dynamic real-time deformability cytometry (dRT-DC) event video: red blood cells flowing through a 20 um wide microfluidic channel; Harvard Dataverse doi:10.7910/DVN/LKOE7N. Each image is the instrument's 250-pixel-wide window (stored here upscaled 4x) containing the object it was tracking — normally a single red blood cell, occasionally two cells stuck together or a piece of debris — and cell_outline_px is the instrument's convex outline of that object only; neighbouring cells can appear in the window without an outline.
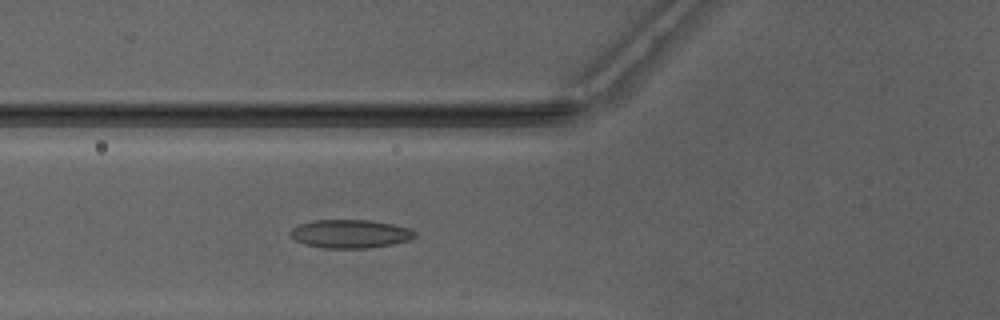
{"species": "Egyptian fruit bat (a non-hibernating species)", "species_latin": "Rousettus aegyptiacus", "temperature_condition": "warm", "stored_images_in_passage": 50, "camera_frame_rate_fps": 3000, "um_per_image_px": 0.085, "animal": {"sex": "male"}, "frame": {"image": 1, "passage_image": 19, "time_ms": 6.0, "image_size_px": [1000, 320], "cell_outline_px": [[416, 236], [408, 240], [392, 244], [368, 248], [324, 248], [304, 244], [296, 240], [288, 232], [292, 228], [300, 224], [316, 220], [372, 220], [392, 224], [408, 228], [416, 232]], "centroid_in_image_um": [29.76, 19.87], "position_along_channel_um": 96.0, "area_um2": 20.52}}
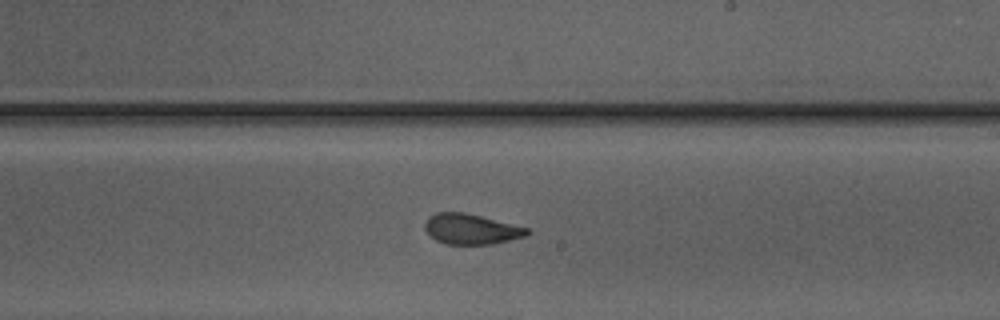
{"frame": {"image": 2, "passage_image": 30, "time_ms": 9.667, "image_size_px": [1000, 320], "cell_outline_px": [[532, 232], [524, 236], [492, 244], [444, 244], [428, 236], [424, 228], [424, 224], [428, 216], [436, 212], [464, 212], [528, 228]], "centroid_in_image_um": [39.98, 19.47], "position_along_channel_um": 249.0, "area_um2": 18.09}}
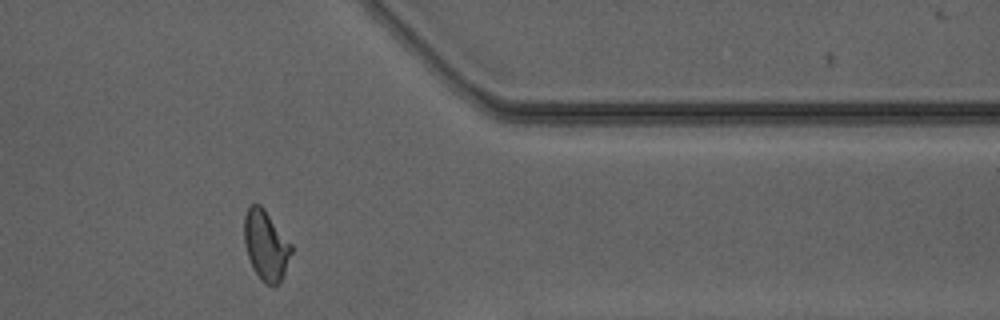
{"frame": {"image": 3, "passage_image": 41, "time_ms": 13.333, "image_size_px": [1000, 320], "cell_outline_px": [[292, 252], [284, 272], [280, 280], [276, 284], [264, 284], [252, 268], [244, 244], [244, 216], [248, 208], [252, 204], [260, 204], [264, 208], [292, 244]], "centroid_in_image_um": [22.59, 20.83], "position_along_channel_um": 388.8, "area_um2": 19.07}, "authors_computed_cell_mechanics": {"area_um2": 19.1607, "velocity_mm_per_s": 4.1578, "shape_relaxation_time_tau1_ms": null, "shape_relaxation_time_tau2_ms": 1.3075, "deformation_change_tau1": null, "deformation_change_tau2": 0.0816}}